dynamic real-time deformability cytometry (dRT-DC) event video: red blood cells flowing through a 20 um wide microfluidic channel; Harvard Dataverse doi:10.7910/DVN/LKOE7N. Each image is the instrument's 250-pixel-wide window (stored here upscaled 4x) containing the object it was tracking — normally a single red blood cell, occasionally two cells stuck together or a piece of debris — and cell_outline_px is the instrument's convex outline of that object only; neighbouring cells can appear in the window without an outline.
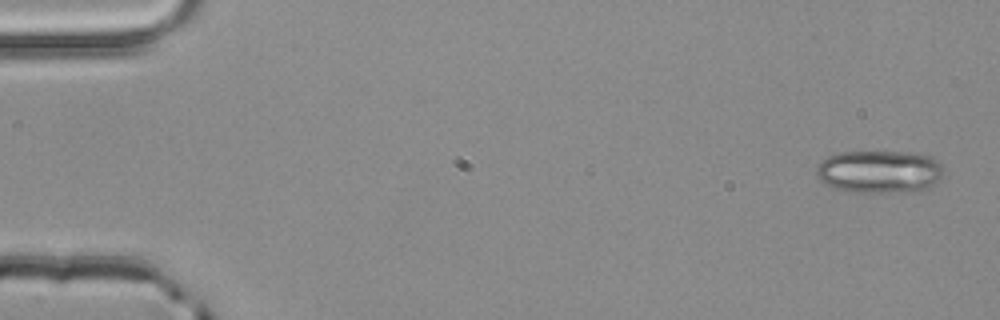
{"species": "common noctule bat (a hibernating species)", "species_latin": "Nyctalus noctula", "temperature_condition": "room temperature", "stored_images_in_passage": 4, "camera_frame_rate_fps": 3000, "um_per_image_px": 0.085, "animal": {"sex": "male", "body_mass_g": 20.4}, "frame": {"image": 1, "passage_image": 1, "time_ms": 0.0, "image_size_px": [1000, 320], "cell_outline_px": [[944, 172], [932, 184], [924, 188], [876, 192], [856, 192], [836, 188], [824, 184], [816, 176], [816, 164], [820, 160], [828, 156], [840, 152], [908, 152], [932, 156], [944, 168]], "centroid_in_image_um": [74.67, 14.55], "position_along_channel_um": 10.3, "area_um2": 31.21}}